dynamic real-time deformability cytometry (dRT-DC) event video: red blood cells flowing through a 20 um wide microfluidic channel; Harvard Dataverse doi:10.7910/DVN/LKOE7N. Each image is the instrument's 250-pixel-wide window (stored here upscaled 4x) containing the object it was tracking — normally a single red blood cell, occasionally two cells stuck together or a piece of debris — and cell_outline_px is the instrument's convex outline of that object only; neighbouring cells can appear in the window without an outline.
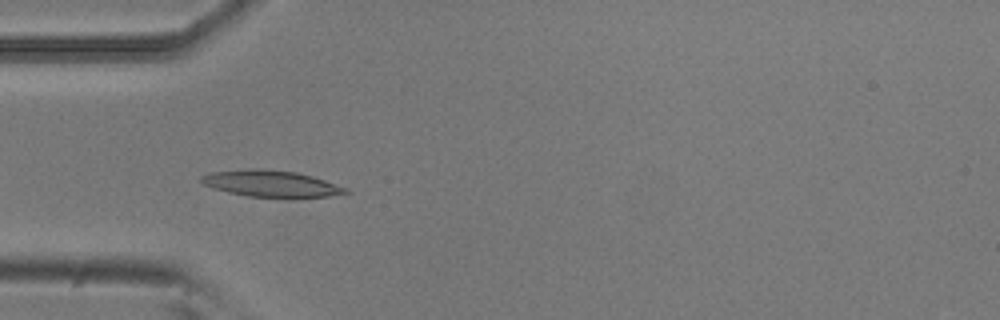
{"species": "common noctule bat (a hibernating species)", "species_latin": "Nyctalus noctula", "temperature_condition": "room temperature", "stored_images_in_passage": 7, "camera_frame_rate_fps": 3000, "um_per_image_px": 0.085, "animal": {"sex": "male", "body_mass_g": 20.5, "forearm_length_mm": 52.5}, "frame": {"image": 1, "passage_image": 4, "time_ms": 1.0, "image_size_px": [1000, 320], "cell_outline_px": [[352, 192], [328, 196], [296, 200], [292, 200], [248, 196], [228, 192], [212, 188], [204, 184], [200, 180], [200, 176], [208, 172], [248, 168], [260, 168], [296, 172], [312, 176], [348, 188]], "centroid_in_image_um": [23.07, 15.64], "position_along_channel_um": 61.9, "area_um2": 23.24}}
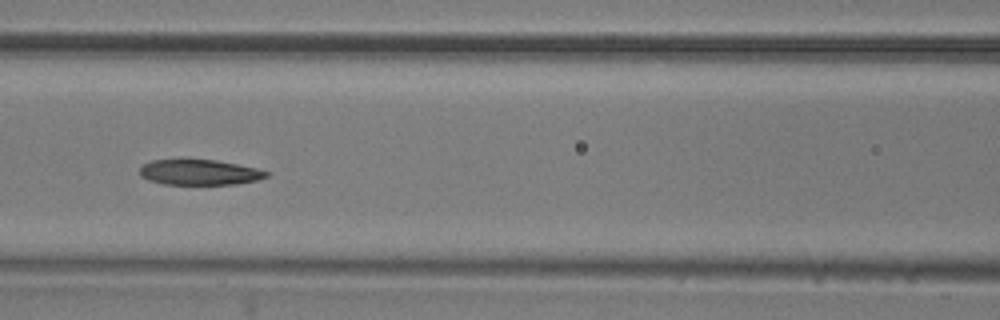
{"frame": {"image": 2, "passage_image": 6, "time_ms": 1.667, "image_size_px": [1000, 320], "cell_outline_px": [[268, 176], [256, 180], [236, 184], [164, 184], [148, 180], [140, 176], [140, 168], [144, 164], [152, 160], [216, 160], [256, 168], [268, 172]], "centroid_in_image_um": [16.93, 14.65], "position_along_channel_um": 149.7, "area_um2": 18.5}}
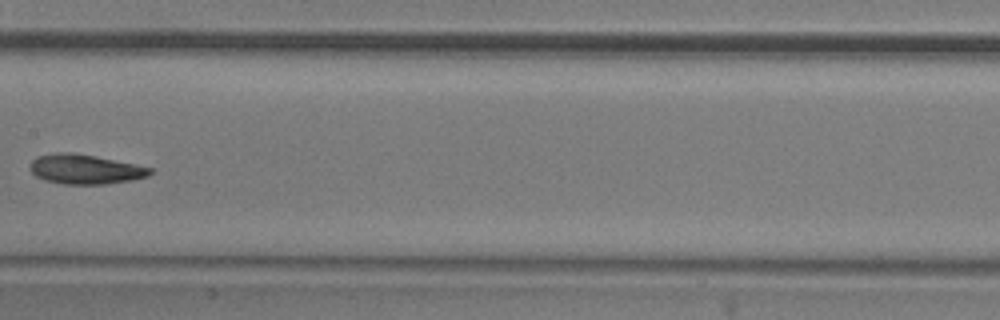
{"frame": {"image": 3, "passage_image": 7, "time_ms": 2.0, "image_size_px": [1000, 320], "cell_outline_px": [[152, 172], [148, 176], [132, 180], [104, 184], [64, 184], [44, 180], [36, 176], [32, 172], [32, 160], [36, 156], [56, 152], [76, 152], [96, 156], [152, 168]], "centroid_in_image_um": [7.23, 14.37], "position_along_channel_um": 200.2, "area_um2": 20.63}}